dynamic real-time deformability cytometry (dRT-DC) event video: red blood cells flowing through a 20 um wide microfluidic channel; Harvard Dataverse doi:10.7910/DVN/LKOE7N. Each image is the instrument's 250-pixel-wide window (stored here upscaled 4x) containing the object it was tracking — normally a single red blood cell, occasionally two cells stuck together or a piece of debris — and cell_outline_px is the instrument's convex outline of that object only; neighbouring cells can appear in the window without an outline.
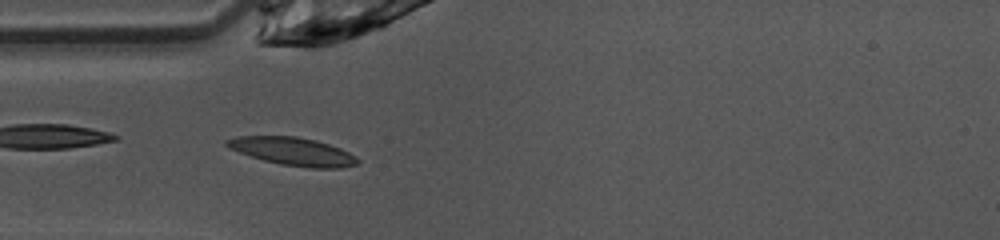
{"species": "common noctule bat (a hibernating species)", "species_latin": "Nyctalus noctula", "temperature_condition": "warm", "stored_images_in_passage": 38, "camera_frame_rate_fps": 3000, "um_per_image_px": 0.085, "animal": {"sex": "female", "body_mass_g": 10.0, "forearm_length_mm": 53.1}, "frame": {"image": 1, "passage_image": 6, "time_ms": 1.667, "image_size_px": [1000, 240], "cell_outline_px": [[360, 160], [356, 164], [340, 168], [308, 168], [280, 164], [264, 160], [228, 148], [224, 144], [224, 140], [236, 136], [296, 136], [316, 140], [340, 148], [356, 156]], "centroid_in_image_um": [24.88, 12.86], "position_along_channel_um": 60.1, "area_um2": 21.33}}
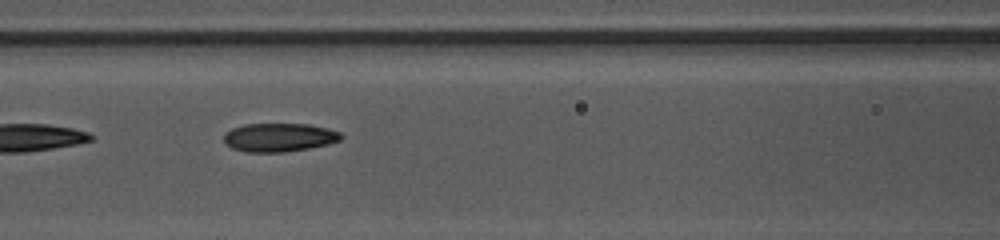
{"frame": {"image": 2, "passage_image": 12, "time_ms": 3.667, "image_size_px": [1000, 240], "cell_outline_px": [[344, 136], [340, 140], [328, 144], [308, 148], [284, 152], [248, 152], [232, 148], [224, 140], [224, 132], [232, 128], [244, 124], [308, 124], [328, 128], [340, 132]], "centroid_in_image_um": [23.74, 11.67], "position_along_channel_um": 142.9, "area_um2": 19.48}, "authors_computed_cell_mechanics": {"area_um2": 19.4786, "velocity_mm_per_s": 4.0901, "shape_relaxation_time_tau1_ms": 4.5686, "shape_relaxation_time_tau2_ms": 2.0583, "deformation_change_tau1": 0.1658, "deformation_change_tau2": 0.0913}}